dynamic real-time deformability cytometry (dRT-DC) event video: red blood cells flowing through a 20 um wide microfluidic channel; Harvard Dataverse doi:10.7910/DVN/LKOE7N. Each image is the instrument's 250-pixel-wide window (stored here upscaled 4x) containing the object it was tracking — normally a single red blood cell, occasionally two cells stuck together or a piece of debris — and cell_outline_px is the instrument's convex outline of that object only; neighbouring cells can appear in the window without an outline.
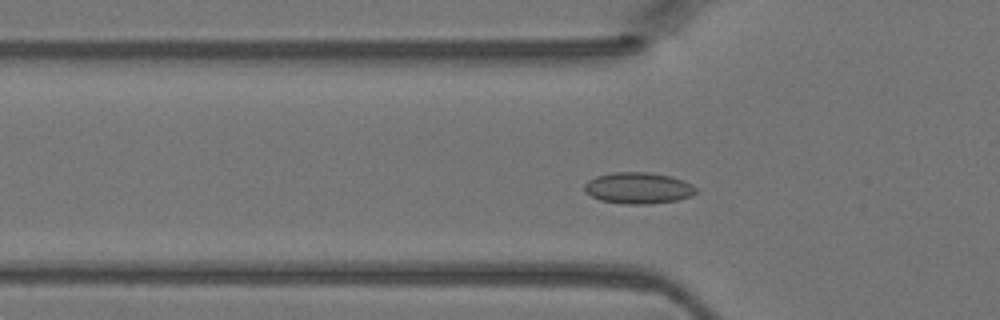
{"species": "Egyptian fruit bat (a non-hibernating species)", "species_latin": "Rousettus aegyptiacus", "temperature_condition": "warm", "stored_images_in_passage": 42, "camera_frame_rate_fps": 3000, "um_per_image_px": 0.085, "animal": {"sex": "female"}, "frame": {"image": 1, "passage_image": 11, "time_ms": 3.333, "image_size_px": [1000, 320], "cell_outline_px": [[700, 192], [692, 196], [676, 200], [648, 204], [624, 204], [600, 200], [584, 192], [584, 184], [588, 180], [596, 176], [616, 172], [648, 172], [672, 176], [684, 180], [692, 184]], "centroid_in_image_um": [54.28, 15.98], "position_along_channel_um": 71.5, "area_um2": 20.58}}
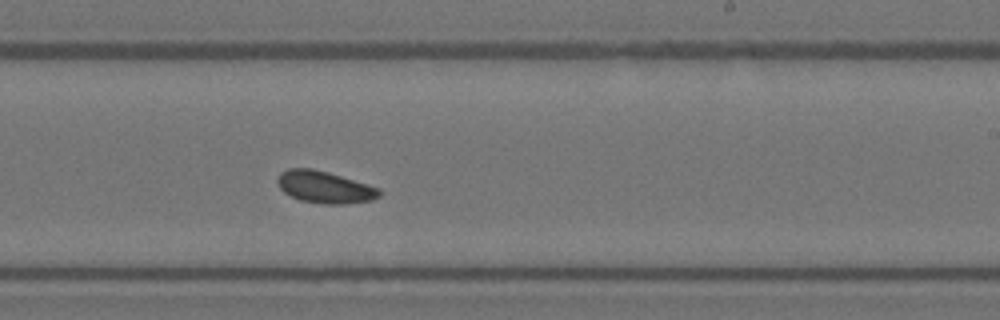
{"frame": {"image": 2, "passage_image": 24, "time_ms": 7.667, "image_size_px": [1000, 320], "cell_outline_px": [[380, 196], [372, 200], [340, 204], [324, 204], [300, 200], [284, 192], [276, 184], [276, 180], [280, 172], [288, 168], [312, 168], [328, 172], [380, 188]], "centroid_in_image_um": [27.56, 15.89], "position_along_channel_um": 261.4, "area_um2": 18.96}}
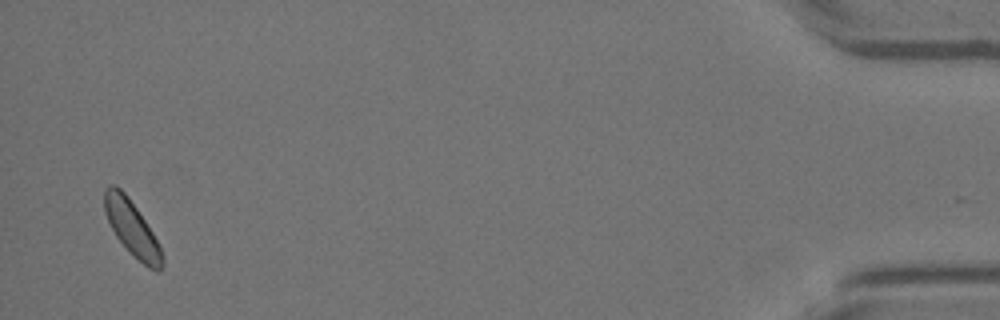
{"frame": {"image": 3, "passage_image": 41, "time_ms": 13.333, "image_size_px": [1000, 320], "cell_outline_px": [[164, 264], [160, 272], [156, 272], [148, 268], [116, 236], [104, 212], [104, 188], [108, 184], [116, 184], [128, 196], [152, 232], [164, 256]], "centroid_in_image_um": [11.21, 19.37], "position_along_channel_um": 424.0, "area_um2": 18.15}}